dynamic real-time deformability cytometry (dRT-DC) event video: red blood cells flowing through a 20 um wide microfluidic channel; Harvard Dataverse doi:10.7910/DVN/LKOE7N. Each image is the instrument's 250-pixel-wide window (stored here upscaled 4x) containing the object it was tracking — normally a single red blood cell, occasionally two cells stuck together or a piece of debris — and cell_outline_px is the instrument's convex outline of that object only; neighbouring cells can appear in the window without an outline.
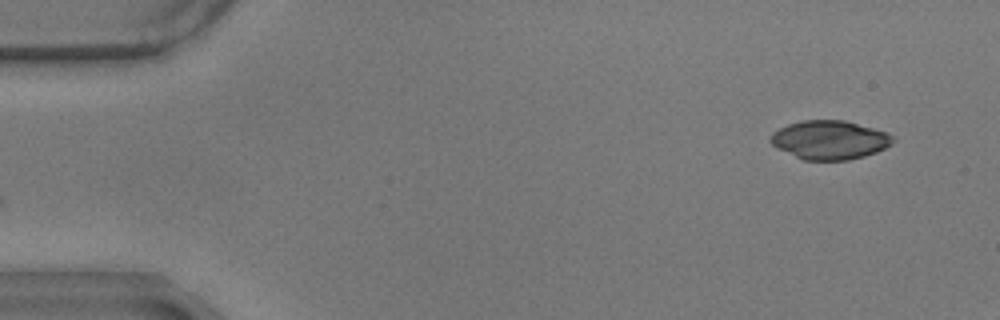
{"species": "common noctule bat (a hibernating species)", "species_latin": "Nyctalus noctula", "temperature_condition": "warm", "stored_images_in_passage": 14, "camera_frame_rate_fps": 3000, "um_per_image_px": 0.085, "animal": {"sex": "male", "body_mass_g": 17.9}, "frame": {"image": 1, "passage_image": 1, "time_ms": 0.0, "image_size_px": [1000, 320], "cell_outline_px": [[896, 140], [892, 144], [876, 152], [864, 156], [848, 160], [804, 160], [776, 148], [768, 140], [772, 132], [788, 124], [800, 120], [844, 120], [888, 132]], "centroid_in_image_um": [70.51, 11.89], "position_along_channel_um": 14.5, "area_um2": 27.8}}